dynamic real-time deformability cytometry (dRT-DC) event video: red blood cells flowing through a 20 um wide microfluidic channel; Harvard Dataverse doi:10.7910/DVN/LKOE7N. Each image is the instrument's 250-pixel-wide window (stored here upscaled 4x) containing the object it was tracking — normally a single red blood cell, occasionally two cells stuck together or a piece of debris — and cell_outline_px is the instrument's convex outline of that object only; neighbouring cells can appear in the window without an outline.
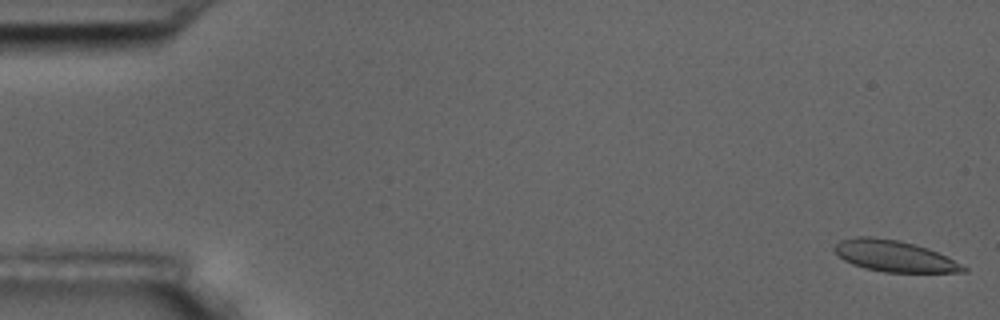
{"species": "common noctule bat (a hibernating species)", "species_latin": "Nyctalus noctula", "temperature_condition": "room temperature", "stored_images_in_passage": 5, "camera_frame_rate_fps": 3000, "um_per_image_px": 0.085, "animal": {"sex": "male", "body_mass_g": 17.5, "forearm_length_mm": 52.3}, "frame": {"image": 1, "passage_image": 1, "time_ms": 0.0, "image_size_px": [1000, 320], "cell_outline_px": [[968, 272], [884, 272], [864, 268], [852, 264], [844, 260], [832, 248], [840, 240], [856, 236], [872, 236], [900, 240], [928, 248], [968, 268]], "centroid_in_image_um": [75.97, 21.75], "position_along_channel_um": 9.0, "area_um2": 23.35}}
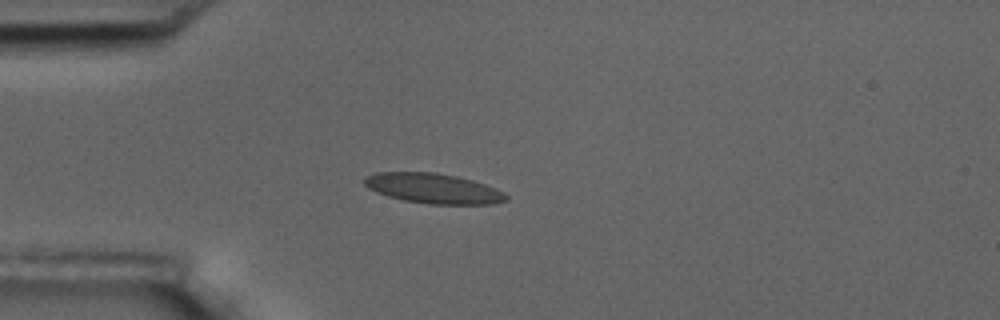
{"frame": {"image": 2, "passage_image": 5, "time_ms": 4.667, "image_size_px": [1000, 320], "cell_outline_px": [[508, 200], [492, 204], [428, 204], [404, 200], [388, 196], [376, 192], [368, 188], [364, 184], [364, 176], [376, 172], [436, 172], [456, 176], [472, 180], [496, 188], [504, 192], [508, 196]], "centroid_in_image_um": [36.82, 16.01], "position_along_channel_um": 48.2, "area_um2": 24.91}}